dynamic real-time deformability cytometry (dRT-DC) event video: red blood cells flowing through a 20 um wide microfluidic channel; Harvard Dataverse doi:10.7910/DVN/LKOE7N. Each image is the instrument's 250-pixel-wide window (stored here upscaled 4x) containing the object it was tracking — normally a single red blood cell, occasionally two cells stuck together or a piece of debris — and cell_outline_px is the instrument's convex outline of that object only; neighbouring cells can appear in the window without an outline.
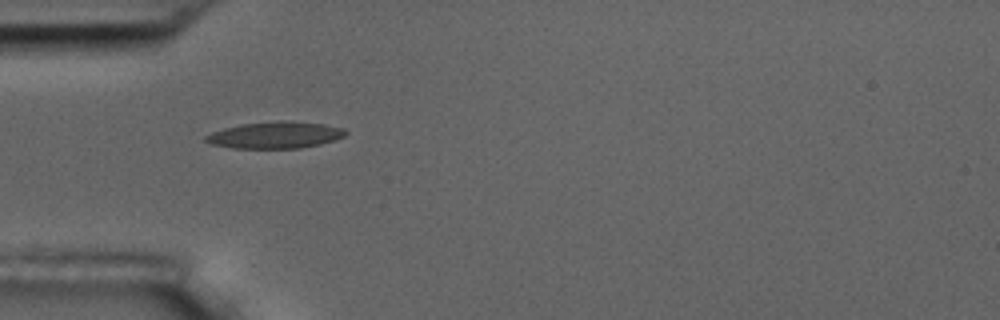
{"species": "common noctule bat (a hibernating species)", "species_latin": "Nyctalus noctula", "temperature_condition": "room temperature", "stored_images_in_passage": 2, "camera_frame_rate_fps": 3000, "um_per_image_px": 0.085, "animal": {"sex": "male", "body_mass_g": 17.5, "forearm_length_mm": 52.3}, "frame": {"image": 1, "passage_image": 1, "time_ms": 0.0, "image_size_px": [1000, 320], "cell_outline_px": [[348, 132], [344, 136], [320, 144], [300, 148], [232, 148], [208, 144], [204, 140], [204, 136], [212, 132], [224, 128], [240, 124], [284, 120], [324, 124], [344, 128]], "centroid_in_image_um": [23.35, 11.48], "position_along_channel_um": 61.6, "area_um2": 21.79}}